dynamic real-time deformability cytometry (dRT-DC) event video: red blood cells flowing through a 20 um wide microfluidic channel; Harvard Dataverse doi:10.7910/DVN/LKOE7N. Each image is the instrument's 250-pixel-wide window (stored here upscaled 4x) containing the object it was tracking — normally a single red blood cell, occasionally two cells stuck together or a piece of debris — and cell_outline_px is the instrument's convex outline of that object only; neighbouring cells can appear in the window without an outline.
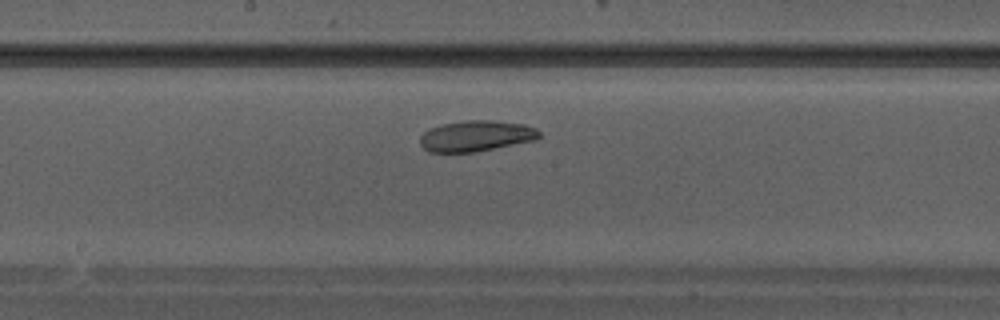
{"species": "Egyptian fruit bat (a non-hibernating species)", "species_latin": "Rousettus aegyptiacus", "temperature_condition": "warm", "stored_images_in_passage": 29, "camera_frame_rate_fps": 3000, "um_per_image_px": 0.085, "animal": {"sex": "male"}, "frame": {"image": 1, "passage_image": 13, "time_ms": 4.0, "image_size_px": [1000, 320], "cell_outline_px": [[540, 136], [536, 140], [476, 152], [428, 152], [420, 144], [420, 136], [428, 128], [440, 124], [464, 120], [492, 120], [524, 124], [536, 128], [540, 132]], "centroid_in_image_um": [40.46, 11.55], "position_along_channel_um": 207.7, "area_um2": 21.68}}